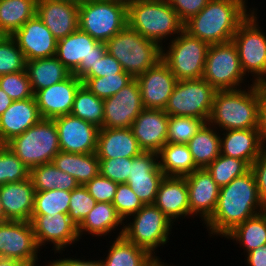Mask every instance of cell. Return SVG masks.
Here are the masks:
<instances>
[{"instance_id": "6da1fadb", "label": "cell", "mask_w": 266, "mask_h": 266, "mask_svg": "<svg viewBox=\"0 0 266 266\" xmlns=\"http://www.w3.org/2000/svg\"><path fill=\"white\" fill-rule=\"evenodd\" d=\"M263 211L256 179L250 169L228 185L220 187L214 213L204 225L210 238H224L237 225Z\"/></svg>"}, {"instance_id": "7a4b0ae2", "label": "cell", "mask_w": 266, "mask_h": 266, "mask_svg": "<svg viewBox=\"0 0 266 266\" xmlns=\"http://www.w3.org/2000/svg\"><path fill=\"white\" fill-rule=\"evenodd\" d=\"M247 2L210 0L197 15L184 23V30L209 45L231 41L238 26L255 9L249 8Z\"/></svg>"}, {"instance_id": "3957f363", "label": "cell", "mask_w": 266, "mask_h": 266, "mask_svg": "<svg viewBox=\"0 0 266 266\" xmlns=\"http://www.w3.org/2000/svg\"><path fill=\"white\" fill-rule=\"evenodd\" d=\"M237 90L216 91L208 123L219 131L257 129L259 84Z\"/></svg>"}, {"instance_id": "277c9868", "label": "cell", "mask_w": 266, "mask_h": 266, "mask_svg": "<svg viewBox=\"0 0 266 266\" xmlns=\"http://www.w3.org/2000/svg\"><path fill=\"white\" fill-rule=\"evenodd\" d=\"M127 20L131 29L161 47L184 30V23L166 0H127Z\"/></svg>"}, {"instance_id": "5b68a950", "label": "cell", "mask_w": 266, "mask_h": 266, "mask_svg": "<svg viewBox=\"0 0 266 266\" xmlns=\"http://www.w3.org/2000/svg\"><path fill=\"white\" fill-rule=\"evenodd\" d=\"M106 48L133 78L155 66L162 58V47L157 42L144 38L128 25L106 42Z\"/></svg>"}, {"instance_id": "8992f818", "label": "cell", "mask_w": 266, "mask_h": 266, "mask_svg": "<svg viewBox=\"0 0 266 266\" xmlns=\"http://www.w3.org/2000/svg\"><path fill=\"white\" fill-rule=\"evenodd\" d=\"M79 29L99 42H107L128 25L127 0H83Z\"/></svg>"}, {"instance_id": "52a82bcc", "label": "cell", "mask_w": 266, "mask_h": 266, "mask_svg": "<svg viewBox=\"0 0 266 266\" xmlns=\"http://www.w3.org/2000/svg\"><path fill=\"white\" fill-rule=\"evenodd\" d=\"M29 169L50 163L61 151L53 119H41L5 144Z\"/></svg>"}, {"instance_id": "ba28073f", "label": "cell", "mask_w": 266, "mask_h": 266, "mask_svg": "<svg viewBox=\"0 0 266 266\" xmlns=\"http://www.w3.org/2000/svg\"><path fill=\"white\" fill-rule=\"evenodd\" d=\"M174 225L157 206L147 204L124 222L123 236L156 260H162L156 255L157 249L169 242Z\"/></svg>"}, {"instance_id": "9c48e42d", "label": "cell", "mask_w": 266, "mask_h": 266, "mask_svg": "<svg viewBox=\"0 0 266 266\" xmlns=\"http://www.w3.org/2000/svg\"><path fill=\"white\" fill-rule=\"evenodd\" d=\"M258 9L238 26L232 41L235 43L244 74L254 84L266 83V33L258 21ZM261 28V29H260ZM250 73V74H249Z\"/></svg>"}, {"instance_id": "30bf717a", "label": "cell", "mask_w": 266, "mask_h": 266, "mask_svg": "<svg viewBox=\"0 0 266 266\" xmlns=\"http://www.w3.org/2000/svg\"><path fill=\"white\" fill-rule=\"evenodd\" d=\"M208 48V43L183 30L172 41L162 46L161 60L178 81L200 79L204 73Z\"/></svg>"}, {"instance_id": "8fae6325", "label": "cell", "mask_w": 266, "mask_h": 266, "mask_svg": "<svg viewBox=\"0 0 266 266\" xmlns=\"http://www.w3.org/2000/svg\"><path fill=\"white\" fill-rule=\"evenodd\" d=\"M247 77L241 67L237 47L232 40L209 45L202 78L216 91L245 88Z\"/></svg>"}, {"instance_id": "7c38bea8", "label": "cell", "mask_w": 266, "mask_h": 266, "mask_svg": "<svg viewBox=\"0 0 266 266\" xmlns=\"http://www.w3.org/2000/svg\"><path fill=\"white\" fill-rule=\"evenodd\" d=\"M216 90L203 78L180 80L164 111L169 116H188L208 122Z\"/></svg>"}, {"instance_id": "4fadbf2b", "label": "cell", "mask_w": 266, "mask_h": 266, "mask_svg": "<svg viewBox=\"0 0 266 266\" xmlns=\"http://www.w3.org/2000/svg\"><path fill=\"white\" fill-rule=\"evenodd\" d=\"M107 52L106 43L93 39L79 28L57 42L55 57L82 79Z\"/></svg>"}, {"instance_id": "5bb4252c", "label": "cell", "mask_w": 266, "mask_h": 266, "mask_svg": "<svg viewBox=\"0 0 266 266\" xmlns=\"http://www.w3.org/2000/svg\"><path fill=\"white\" fill-rule=\"evenodd\" d=\"M40 251L31 222L9 220L0 223L1 257L38 266Z\"/></svg>"}, {"instance_id": "9a60e30c", "label": "cell", "mask_w": 266, "mask_h": 266, "mask_svg": "<svg viewBox=\"0 0 266 266\" xmlns=\"http://www.w3.org/2000/svg\"><path fill=\"white\" fill-rule=\"evenodd\" d=\"M30 222L40 250L47 244H53L54 254L61 253L60 255H62V251H65L67 247L80 242L77 226L67 213H58L53 217L51 215H32Z\"/></svg>"}, {"instance_id": "2e32d148", "label": "cell", "mask_w": 266, "mask_h": 266, "mask_svg": "<svg viewBox=\"0 0 266 266\" xmlns=\"http://www.w3.org/2000/svg\"><path fill=\"white\" fill-rule=\"evenodd\" d=\"M104 101L103 128H130L144 109L138 81L134 78Z\"/></svg>"}, {"instance_id": "e0dca14e", "label": "cell", "mask_w": 266, "mask_h": 266, "mask_svg": "<svg viewBox=\"0 0 266 266\" xmlns=\"http://www.w3.org/2000/svg\"><path fill=\"white\" fill-rule=\"evenodd\" d=\"M53 120L58 130L61 151L80 154L96 152L98 127L72 114L58 116Z\"/></svg>"}, {"instance_id": "ac0fdd59", "label": "cell", "mask_w": 266, "mask_h": 266, "mask_svg": "<svg viewBox=\"0 0 266 266\" xmlns=\"http://www.w3.org/2000/svg\"><path fill=\"white\" fill-rule=\"evenodd\" d=\"M164 173L158 163V153L142 152L131 158L127 184L144 205L153 204Z\"/></svg>"}, {"instance_id": "d6986e66", "label": "cell", "mask_w": 266, "mask_h": 266, "mask_svg": "<svg viewBox=\"0 0 266 266\" xmlns=\"http://www.w3.org/2000/svg\"><path fill=\"white\" fill-rule=\"evenodd\" d=\"M144 109H163L178 80L170 68L160 60L137 78Z\"/></svg>"}, {"instance_id": "ffe728a7", "label": "cell", "mask_w": 266, "mask_h": 266, "mask_svg": "<svg viewBox=\"0 0 266 266\" xmlns=\"http://www.w3.org/2000/svg\"><path fill=\"white\" fill-rule=\"evenodd\" d=\"M12 37L23 52L26 62L56 55L58 40L37 14L25 22Z\"/></svg>"}, {"instance_id": "44dd1931", "label": "cell", "mask_w": 266, "mask_h": 266, "mask_svg": "<svg viewBox=\"0 0 266 266\" xmlns=\"http://www.w3.org/2000/svg\"><path fill=\"white\" fill-rule=\"evenodd\" d=\"M185 179L188 187L190 217L201 218L203 225L214 213L220 187L205 168L194 170L185 176Z\"/></svg>"}, {"instance_id": "7402d4cb", "label": "cell", "mask_w": 266, "mask_h": 266, "mask_svg": "<svg viewBox=\"0 0 266 266\" xmlns=\"http://www.w3.org/2000/svg\"><path fill=\"white\" fill-rule=\"evenodd\" d=\"M82 84L81 79L71 74L57 84L38 90L34 97L42 119L70 114L75 94Z\"/></svg>"}, {"instance_id": "603a6c76", "label": "cell", "mask_w": 266, "mask_h": 266, "mask_svg": "<svg viewBox=\"0 0 266 266\" xmlns=\"http://www.w3.org/2000/svg\"><path fill=\"white\" fill-rule=\"evenodd\" d=\"M169 115L163 109H143L131 125L143 152L158 153L167 143Z\"/></svg>"}, {"instance_id": "cb8c5ba5", "label": "cell", "mask_w": 266, "mask_h": 266, "mask_svg": "<svg viewBox=\"0 0 266 266\" xmlns=\"http://www.w3.org/2000/svg\"><path fill=\"white\" fill-rule=\"evenodd\" d=\"M36 14L59 40L79 28V4L60 0H38Z\"/></svg>"}, {"instance_id": "d4e9b609", "label": "cell", "mask_w": 266, "mask_h": 266, "mask_svg": "<svg viewBox=\"0 0 266 266\" xmlns=\"http://www.w3.org/2000/svg\"><path fill=\"white\" fill-rule=\"evenodd\" d=\"M173 223L190 217L188 187L185 177L165 176L153 203ZM186 217V218H185Z\"/></svg>"}, {"instance_id": "484cf974", "label": "cell", "mask_w": 266, "mask_h": 266, "mask_svg": "<svg viewBox=\"0 0 266 266\" xmlns=\"http://www.w3.org/2000/svg\"><path fill=\"white\" fill-rule=\"evenodd\" d=\"M41 119L35 97L13 101L0 116V144L5 145Z\"/></svg>"}, {"instance_id": "4316f807", "label": "cell", "mask_w": 266, "mask_h": 266, "mask_svg": "<svg viewBox=\"0 0 266 266\" xmlns=\"http://www.w3.org/2000/svg\"><path fill=\"white\" fill-rule=\"evenodd\" d=\"M36 190L30 178L0 185V200L11 221H31Z\"/></svg>"}, {"instance_id": "83f0119b", "label": "cell", "mask_w": 266, "mask_h": 266, "mask_svg": "<svg viewBox=\"0 0 266 266\" xmlns=\"http://www.w3.org/2000/svg\"><path fill=\"white\" fill-rule=\"evenodd\" d=\"M262 151L258 129H234L220 132L221 155L244 160L251 166Z\"/></svg>"}, {"instance_id": "f1b7e54d", "label": "cell", "mask_w": 266, "mask_h": 266, "mask_svg": "<svg viewBox=\"0 0 266 266\" xmlns=\"http://www.w3.org/2000/svg\"><path fill=\"white\" fill-rule=\"evenodd\" d=\"M142 152L131 128H100L96 150L99 159L133 158Z\"/></svg>"}, {"instance_id": "f546056e", "label": "cell", "mask_w": 266, "mask_h": 266, "mask_svg": "<svg viewBox=\"0 0 266 266\" xmlns=\"http://www.w3.org/2000/svg\"><path fill=\"white\" fill-rule=\"evenodd\" d=\"M77 229L79 239L88 234L95 238L102 236L103 239L105 236L110 238L111 232L115 233L116 230L120 231L117 234L118 237L123 235L124 221L117 214L112 203L97 202L92 211L77 226Z\"/></svg>"}, {"instance_id": "4dcf8cb0", "label": "cell", "mask_w": 266, "mask_h": 266, "mask_svg": "<svg viewBox=\"0 0 266 266\" xmlns=\"http://www.w3.org/2000/svg\"><path fill=\"white\" fill-rule=\"evenodd\" d=\"M110 248L104 259L103 266H152L156 259L145 249L128 241L123 235L109 241Z\"/></svg>"}, {"instance_id": "1f68e13d", "label": "cell", "mask_w": 266, "mask_h": 266, "mask_svg": "<svg viewBox=\"0 0 266 266\" xmlns=\"http://www.w3.org/2000/svg\"><path fill=\"white\" fill-rule=\"evenodd\" d=\"M25 69L34 94L65 80L72 74L55 56L27 61Z\"/></svg>"}, {"instance_id": "d6a6232c", "label": "cell", "mask_w": 266, "mask_h": 266, "mask_svg": "<svg viewBox=\"0 0 266 266\" xmlns=\"http://www.w3.org/2000/svg\"><path fill=\"white\" fill-rule=\"evenodd\" d=\"M53 164L73 176L80 185H85L99 174V158L95 153L80 154L59 151Z\"/></svg>"}, {"instance_id": "836d02e7", "label": "cell", "mask_w": 266, "mask_h": 266, "mask_svg": "<svg viewBox=\"0 0 266 266\" xmlns=\"http://www.w3.org/2000/svg\"><path fill=\"white\" fill-rule=\"evenodd\" d=\"M158 163L165 176L185 177L199 169L188 144L167 142L158 152Z\"/></svg>"}, {"instance_id": "e575fe53", "label": "cell", "mask_w": 266, "mask_h": 266, "mask_svg": "<svg viewBox=\"0 0 266 266\" xmlns=\"http://www.w3.org/2000/svg\"><path fill=\"white\" fill-rule=\"evenodd\" d=\"M188 146L195 165L206 168L220 155V131L207 122L189 140Z\"/></svg>"}, {"instance_id": "d590c367", "label": "cell", "mask_w": 266, "mask_h": 266, "mask_svg": "<svg viewBox=\"0 0 266 266\" xmlns=\"http://www.w3.org/2000/svg\"><path fill=\"white\" fill-rule=\"evenodd\" d=\"M38 0H0V32L12 36L34 17Z\"/></svg>"}, {"instance_id": "8d00e7d4", "label": "cell", "mask_w": 266, "mask_h": 266, "mask_svg": "<svg viewBox=\"0 0 266 266\" xmlns=\"http://www.w3.org/2000/svg\"><path fill=\"white\" fill-rule=\"evenodd\" d=\"M224 238L236 241L244 254L266 244V211H263L237 225Z\"/></svg>"}, {"instance_id": "74e56055", "label": "cell", "mask_w": 266, "mask_h": 266, "mask_svg": "<svg viewBox=\"0 0 266 266\" xmlns=\"http://www.w3.org/2000/svg\"><path fill=\"white\" fill-rule=\"evenodd\" d=\"M29 178L36 191H72L80 185L73 176L58 169L53 162L33 167L30 169Z\"/></svg>"}, {"instance_id": "f35d334b", "label": "cell", "mask_w": 266, "mask_h": 266, "mask_svg": "<svg viewBox=\"0 0 266 266\" xmlns=\"http://www.w3.org/2000/svg\"><path fill=\"white\" fill-rule=\"evenodd\" d=\"M70 114L100 129L103 127L104 101L82 84L75 94Z\"/></svg>"}, {"instance_id": "ab89813d", "label": "cell", "mask_w": 266, "mask_h": 266, "mask_svg": "<svg viewBox=\"0 0 266 266\" xmlns=\"http://www.w3.org/2000/svg\"><path fill=\"white\" fill-rule=\"evenodd\" d=\"M219 187L228 185L236 177L242 176L251 169L244 160L219 155L205 168Z\"/></svg>"}, {"instance_id": "60d3db41", "label": "cell", "mask_w": 266, "mask_h": 266, "mask_svg": "<svg viewBox=\"0 0 266 266\" xmlns=\"http://www.w3.org/2000/svg\"><path fill=\"white\" fill-rule=\"evenodd\" d=\"M71 191L53 189L36 191L32 215H51L67 213L69 210Z\"/></svg>"}, {"instance_id": "b9f144b4", "label": "cell", "mask_w": 266, "mask_h": 266, "mask_svg": "<svg viewBox=\"0 0 266 266\" xmlns=\"http://www.w3.org/2000/svg\"><path fill=\"white\" fill-rule=\"evenodd\" d=\"M134 78L128 73H117L104 77H83V84L98 98L106 99L116 94Z\"/></svg>"}, {"instance_id": "7bdbcfd3", "label": "cell", "mask_w": 266, "mask_h": 266, "mask_svg": "<svg viewBox=\"0 0 266 266\" xmlns=\"http://www.w3.org/2000/svg\"><path fill=\"white\" fill-rule=\"evenodd\" d=\"M205 123H207L205 120L195 117L169 116L167 142L188 144Z\"/></svg>"}, {"instance_id": "ee69618b", "label": "cell", "mask_w": 266, "mask_h": 266, "mask_svg": "<svg viewBox=\"0 0 266 266\" xmlns=\"http://www.w3.org/2000/svg\"><path fill=\"white\" fill-rule=\"evenodd\" d=\"M30 169L6 146H0V185L29 178Z\"/></svg>"}, {"instance_id": "f6af8a7d", "label": "cell", "mask_w": 266, "mask_h": 266, "mask_svg": "<svg viewBox=\"0 0 266 266\" xmlns=\"http://www.w3.org/2000/svg\"><path fill=\"white\" fill-rule=\"evenodd\" d=\"M26 60L12 36L4 35L0 39V76L24 71Z\"/></svg>"}, {"instance_id": "bcb514c9", "label": "cell", "mask_w": 266, "mask_h": 266, "mask_svg": "<svg viewBox=\"0 0 266 266\" xmlns=\"http://www.w3.org/2000/svg\"><path fill=\"white\" fill-rule=\"evenodd\" d=\"M0 88L14 101L34 97L26 69L0 76Z\"/></svg>"}, {"instance_id": "7dc6e473", "label": "cell", "mask_w": 266, "mask_h": 266, "mask_svg": "<svg viewBox=\"0 0 266 266\" xmlns=\"http://www.w3.org/2000/svg\"><path fill=\"white\" fill-rule=\"evenodd\" d=\"M96 200L88 193L84 185H79L71 191L68 215L78 226L96 205Z\"/></svg>"}, {"instance_id": "c3c4849f", "label": "cell", "mask_w": 266, "mask_h": 266, "mask_svg": "<svg viewBox=\"0 0 266 266\" xmlns=\"http://www.w3.org/2000/svg\"><path fill=\"white\" fill-rule=\"evenodd\" d=\"M112 204L124 222L144 206L127 183L118 184Z\"/></svg>"}, {"instance_id": "681fc988", "label": "cell", "mask_w": 266, "mask_h": 266, "mask_svg": "<svg viewBox=\"0 0 266 266\" xmlns=\"http://www.w3.org/2000/svg\"><path fill=\"white\" fill-rule=\"evenodd\" d=\"M131 158L99 159V173L116 183H126L130 173Z\"/></svg>"}, {"instance_id": "f907efd6", "label": "cell", "mask_w": 266, "mask_h": 266, "mask_svg": "<svg viewBox=\"0 0 266 266\" xmlns=\"http://www.w3.org/2000/svg\"><path fill=\"white\" fill-rule=\"evenodd\" d=\"M88 193L100 203H112L118 183L102 176L100 173L84 185Z\"/></svg>"}, {"instance_id": "816d5d0a", "label": "cell", "mask_w": 266, "mask_h": 266, "mask_svg": "<svg viewBox=\"0 0 266 266\" xmlns=\"http://www.w3.org/2000/svg\"><path fill=\"white\" fill-rule=\"evenodd\" d=\"M176 11L179 19L185 23L191 17L197 15L210 0H166Z\"/></svg>"}, {"instance_id": "f5cc1de1", "label": "cell", "mask_w": 266, "mask_h": 266, "mask_svg": "<svg viewBox=\"0 0 266 266\" xmlns=\"http://www.w3.org/2000/svg\"><path fill=\"white\" fill-rule=\"evenodd\" d=\"M117 73H126L120 62L106 52L84 77H104Z\"/></svg>"}, {"instance_id": "db71d44e", "label": "cell", "mask_w": 266, "mask_h": 266, "mask_svg": "<svg viewBox=\"0 0 266 266\" xmlns=\"http://www.w3.org/2000/svg\"><path fill=\"white\" fill-rule=\"evenodd\" d=\"M251 170L256 179L260 205L266 210V150L252 163Z\"/></svg>"}, {"instance_id": "11a10c76", "label": "cell", "mask_w": 266, "mask_h": 266, "mask_svg": "<svg viewBox=\"0 0 266 266\" xmlns=\"http://www.w3.org/2000/svg\"><path fill=\"white\" fill-rule=\"evenodd\" d=\"M258 131L263 150H266V84H259Z\"/></svg>"}, {"instance_id": "9f6ffc18", "label": "cell", "mask_w": 266, "mask_h": 266, "mask_svg": "<svg viewBox=\"0 0 266 266\" xmlns=\"http://www.w3.org/2000/svg\"><path fill=\"white\" fill-rule=\"evenodd\" d=\"M102 258H100V260H90V259H80L77 257H67V258H59L56 260L52 259L53 261H49L48 260V264L50 266H103L102 265Z\"/></svg>"}, {"instance_id": "6f0895ef", "label": "cell", "mask_w": 266, "mask_h": 266, "mask_svg": "<svg viewBox=\"0 0 266 266\" xmlns=\"http://www.w3.org/2000/svg\"><path fill=\"white\" fill-rule=\"evenodd\" d=\"M247 266H266V244L245 254Z\"/></svg>"}, {"instance_id": "680465c9", "label": "cell", "mask_w": 266, "mask_h": 266, "mask_svg": "<svg viewBox=\"0 0 266 266\" xmlns=\"http://www.w3.org/2000/svg\"><path fill=\"white\" fill-rule=\"evenodd\" d=\"M13 101L14 100L11 99L8 94L0 88V116L12 104Z\"/></svg>"}, {"instance_id": "91938a15", "label": "cell", "mask_w": 266, "mask_h": 266, "mask_svg": "<svg viewBox=\"0 0 266 266\" xmlns=\"http://www.w3.org/2000/svg\"><path fill=\"white\" fill-rule=\"evenodd\" d=\"M0 266H36L33 264H28V263H22L14 259L10 258H1L0 259Z\"/></svg>"}, {"instance_id": "94428289", "label": "cell", "mask_w": 266, "mask_h": 266, "mask_svg": "<svg viewBox=\"0 0 266 266\" xmlns=\"http://www.w3.org/2000/svg\"><path fill=\"white\" fill-rule=\"evenodd\" d=\"M6 221H9V220L5 216L4 209H3V206L0 200V223H4Z\"/></svg>"}, {"instance_id": "6125c7cd", "label": "cell", "mask_w": 266, "mask_h": 266, "mask_svg": "<svg viewBox=\"0 0 266 266\" xmlns=\"http://www.w3.org/2000/svg\"><path fill=\"white\" fill-rule=\"evenodd\" d=\"M165 260H156V262L152 266H173V264H168L167 262H164ZM176 266V265H174Z\"/></svg>"}, {"instance_id": "be15d7a7", "label": "cell", "mask_w": 266, "mask_h": 266, "mask_svg": "<svg viewBox=\"0 0 266 266\" xmlns=\"http://www.w3.org/2000/svg\"><path fill=\"white\" fill-rule=\"evenodd\" d=\"M60 1H69V2L76 3V4H80L83 0H60Z\"/></svg>"}, {"instance_id": "e7e4bbea", "label": "cell", "mask_w": 266, "mask_h": 266, "mask_svg": "<svg viewBox=\"0 0 266 266\" xmlns=\"http://www.w3.org/2000/svg\"><path fill=\"white\" fill-rule=\"evenodd\" d=\"M38 266H42V264L41 265H38ZM43 266H50V265L47 263V264H44Z\"/></svg>"}, {"instance_id": "03108f58", "label": "cell", "mask_w": 266, "mask_h": 266, "mask_svg": "<svg viewBox=\"0 0 266 266\" xmlns=\"http://www.w3.org/2000/svg\"><path fill=\"white\" fill-rule=\"evenodd\" d=\"M4 35L0 32V39L3 37Z\"/></svg>"}]
</instances>
